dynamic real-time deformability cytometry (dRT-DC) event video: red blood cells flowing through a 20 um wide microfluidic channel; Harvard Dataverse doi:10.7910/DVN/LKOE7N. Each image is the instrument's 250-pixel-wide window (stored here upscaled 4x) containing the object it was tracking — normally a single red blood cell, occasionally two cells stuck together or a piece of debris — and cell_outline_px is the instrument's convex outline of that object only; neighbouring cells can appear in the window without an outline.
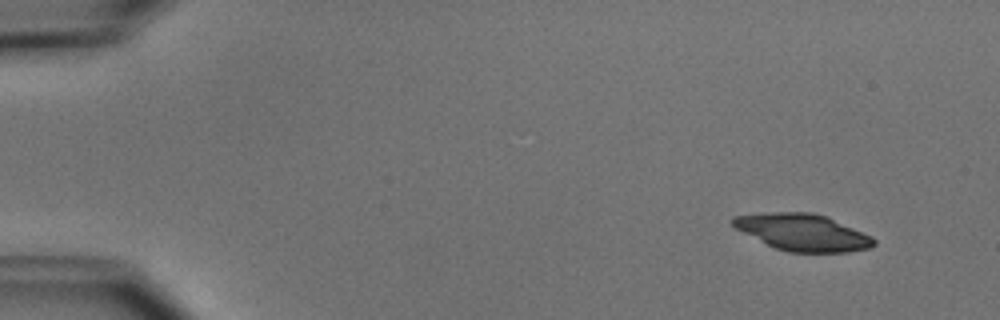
{"species": "common noctule bat (a hibernating species)", "species_latin": "Nyctalus noctula", "temperature_condition": "cold", "stored_images_in_passage": 4, "camera_frame_rate_fps": 3000, "um_per_image_px": 0.085, "animal": {"sex": "male", "body_mass_g": 15.6}, "frame": {"image": 1, "passage_image": 1, "time_ms": 0.0, "image_size_px": [1000, 320], "cell_outline_px": [[876, 244], [868, 248], [848, 252], [788, 252], [776, 248], [736, 228], [732, 224], [732, 216], [772, 212], [812, 212], [824, 216], [872, 236], [876, 240]], "centroid_in_image_um": [68.25, 19.75], "position_along_channel_um": 16.8, "area_um2": 29.65}}